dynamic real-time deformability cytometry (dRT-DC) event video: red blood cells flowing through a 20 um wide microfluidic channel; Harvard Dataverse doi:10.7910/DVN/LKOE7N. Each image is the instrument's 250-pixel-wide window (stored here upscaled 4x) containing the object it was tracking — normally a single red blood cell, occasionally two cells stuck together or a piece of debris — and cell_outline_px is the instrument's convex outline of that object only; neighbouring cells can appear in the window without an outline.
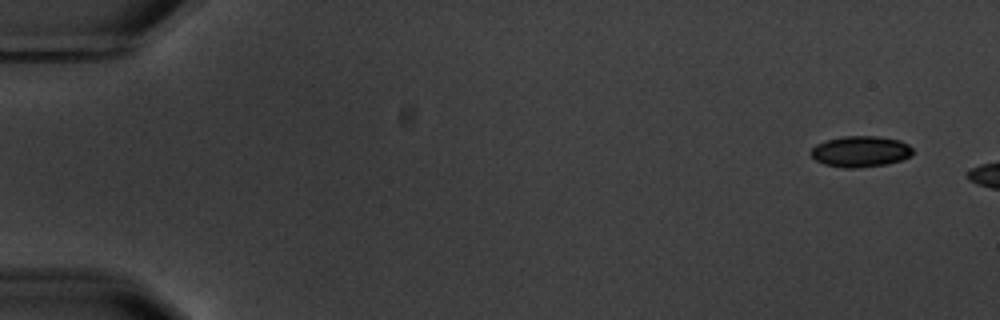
{"species": "common noctule bat (a hibernating species)", "species_latin": "Nyctalus noctula", "temperature_condition": "warm", "stored_images_in_passage": 2, "camera_frame_rate_fps": 3000, "um_per_image_px": 0.085, "animal": {"sex": "male", "body_mass_g": 20.1, "forearm_length_mm": 53.5}, "frame": {"image": 1, "passage_image": 1, "time_ms": 0.0, "image_size_px": [1000, 320], "cell_outline_px": [[912, 156], [888, 164], [856, 168], [844, 168], [824, 164], [816, 160], [812, 156], [812, 148], [816, 144], [824, 140], [844, 136], [876, 136], [900, 140], [908, 144], [912, 148]], "centroid_in_image_um": [73.15, 12.87], "position_along_channel_um": 11.9, "area_um2": 18.44}}